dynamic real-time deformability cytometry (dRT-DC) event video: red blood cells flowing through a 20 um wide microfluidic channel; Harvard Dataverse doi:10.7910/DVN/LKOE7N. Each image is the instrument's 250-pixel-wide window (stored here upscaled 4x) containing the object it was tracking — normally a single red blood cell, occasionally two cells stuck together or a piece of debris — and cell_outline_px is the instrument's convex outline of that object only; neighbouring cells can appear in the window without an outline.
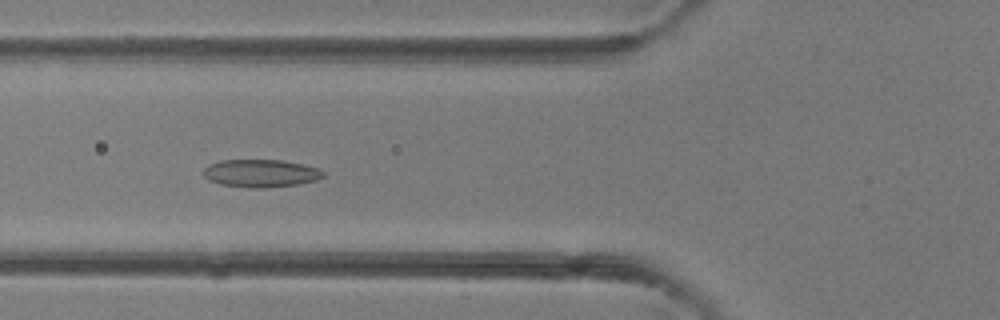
{"species": "common noctule bat (a hibernating species)", "species_latin": "Nyctalus noctula", "temperature_condition": "room temperature", "stored_images_in_passage": 23, "camera_frame_rate_fps": 3000, "um_per_image_px": 0.085, "animal": {"sex": "female"}, "frame": {"image": 1, "passage_image": 6, "time_ms": 1.667, "image_size_px": [1000, 320], "cell_outline_px": [[324, 176], [316, 180], [300, 184], [264, 188], [248, 188], [220, 184], [208, 180], [204, 176], [204, 168], [208, 164], [220, 160], [284, 160], [320, 168], [324, 172]], "centroid_in_image_um": [22.17, 14.73], "position_along_channel_um": 103.6, "area_um2": 19.59}}
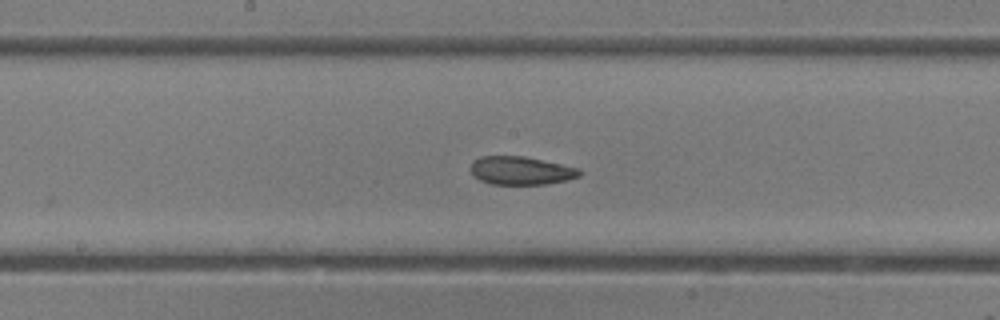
{"frame": {"image": 2, "passage_image": 12, "time_ms": 3.667, "image_size_px": [1000, 320], "cell_outline_px": [[580, 176], [568, 180], [544, 184], [492, 184], [480, 180], [472, 176], [472, 160], [480, 156], [524, 156], [580, 168]], "centroid_in_image_um": [44.27, 14.5], "position_along_channel_um": 203.9, "area_um2": 17.92}}
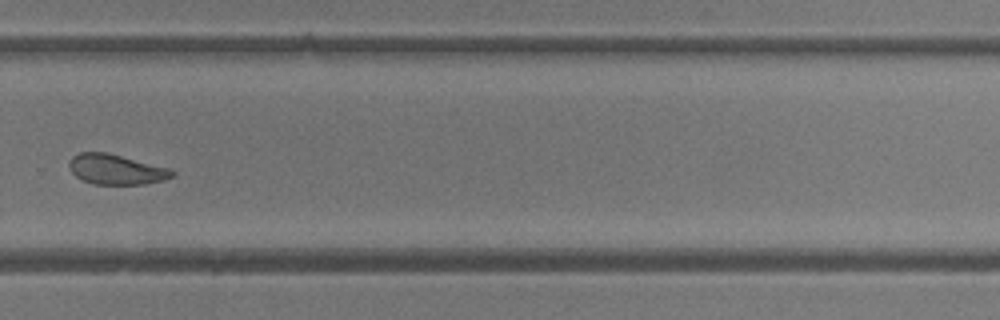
{"frame": {"image": 3, "passage_image": 19, "time_ms": 6.0, "image_size_px": [1000, 320], "cell_outline_px": [[176, 172], [172, 176], [164, 180], [144, 184], [92, 184], [76, 176], [72, 172], [68, 164], [68, 160], [72, 156], [80, 152], [108, 152], [168, 168]], "centroid_in_image_um": [9.84, 14.39], "position_along_channel_um": 320.0, "area_um2": 18.03}}